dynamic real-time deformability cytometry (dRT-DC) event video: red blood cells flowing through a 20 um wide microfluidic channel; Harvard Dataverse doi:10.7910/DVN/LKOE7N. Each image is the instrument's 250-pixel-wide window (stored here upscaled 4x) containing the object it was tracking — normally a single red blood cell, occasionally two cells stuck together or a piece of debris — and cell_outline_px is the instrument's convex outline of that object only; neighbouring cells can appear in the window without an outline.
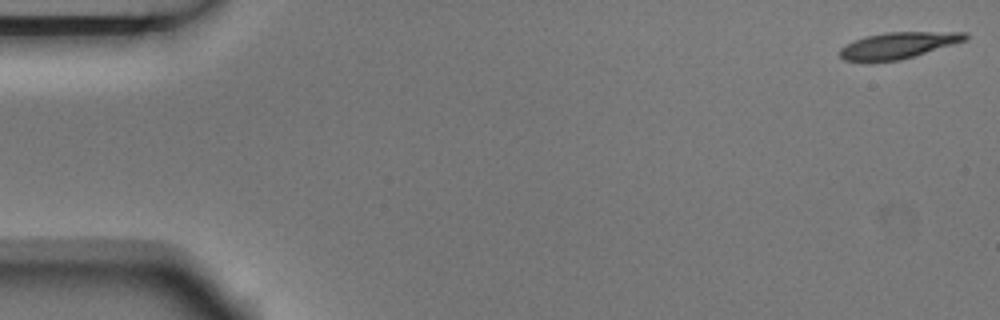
{"species": "Egyptian fruit bat (a non-hibernating species)", "species_latin": "Rousettus aegyptiacus", "temperature_condition": "room temperature", "stored_images_in_passage": 5, "camera_frame_rate_fps": 3000, "um_per_image_px": 0.085, "animal": {"sex": "male"}, "frame": {"image": 1, "passage_image": 1, "time_ms": 0.0, "image_size_px": [1000, 320], "cell_outline_px": [[968, 36], [964, 40], [900, 60], [868, 64], [864, 64], [844, 60], [840, 56], [840, 48], [856, 40], [868, 36], [884, 32], [968, 32]], "centroid_in_image_um": [76.24, 3.89], "position_along_channel_um": 8.8, "area_um2": 19.31}}
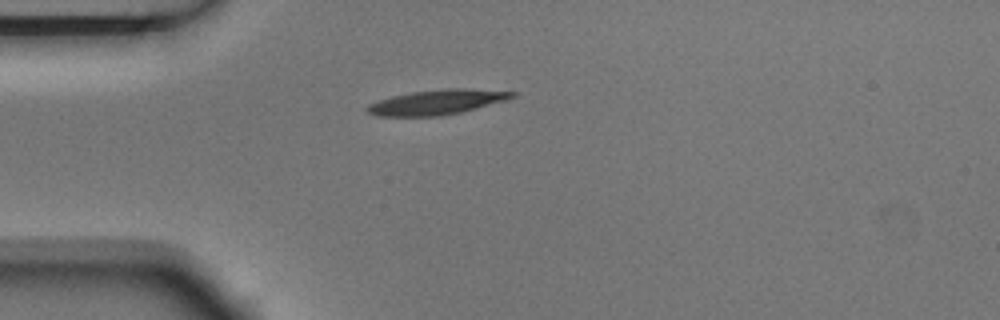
{"frame": {"image": 2, "passage_image": 4, "time_ms": 1.0, "image_size_px": [1000, 320], "cell_outline_px": [[516, 96], [504, 100], [476, 108], [460, 112], [440, 116], [376, 116], [368, 112], [364, 108], [368, 104], [392, 96], [412, 92], [444, 88], [464, 88], [516, 92]], "centroid_in_image_um": [37.1, 8.68], "position_along_channel_um": 47.9, "area_um2": 20.81}}